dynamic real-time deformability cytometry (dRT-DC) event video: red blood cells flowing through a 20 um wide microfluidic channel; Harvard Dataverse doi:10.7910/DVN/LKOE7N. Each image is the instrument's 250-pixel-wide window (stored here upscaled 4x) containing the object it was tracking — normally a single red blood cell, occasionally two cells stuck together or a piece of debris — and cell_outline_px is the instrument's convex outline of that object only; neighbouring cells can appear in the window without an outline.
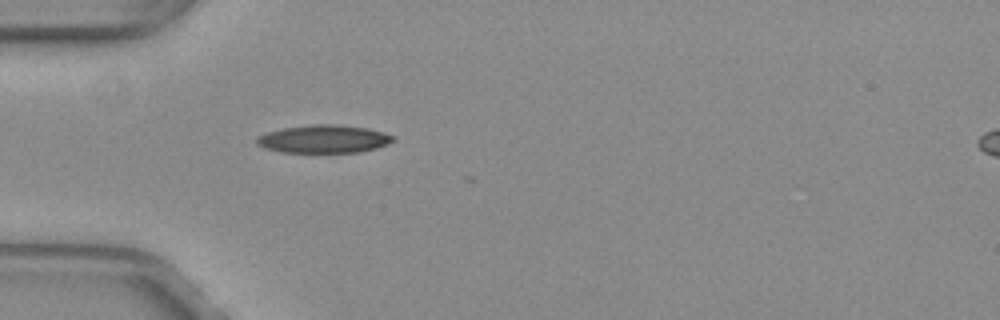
{"species": "common noctule bat (a hibernating species)", "species_latin": "Nyctalus noctula", "temperature_condition": "warm", "stored_images_in_passage": 28, "camera_frame_rate_fps": 3000, "um_per_image_px": 0.085, "animal": {"sex": "female", "body_mass_g": 29.2, "forearm_length_mm": 56.3}, "frame": {"image": 1, "passage_image": 1, "time_ms": 0.0, "image_size_px": [1000, 320], "cell_outline_px": [[396, 140], [388, 144], [376, 148], [360, 152], [280, 152], [264, 148], [256, 144], [256, 136], [268, 132], [284, 128], [312, 124], [336, 124], [368, 128], [384, 132], [396, 136]], "centroid_in_image_um": [27.55, 11.81], "position_along_channel_um": 57.5, "area_um2": 22.43}}
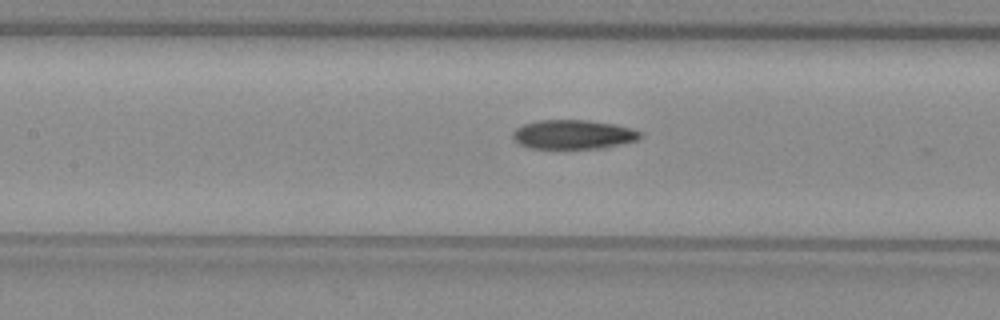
{"frame": {"image": 2, "passage_image": 9, "time_ms": 2.667, "image_size_px": [1000, 320], "cell_outline_px": [[640, 136], [636, 140], [624, 144], [608, 148], [532, 148], [520, 144], [512, 136], [512, 132], [516, 128], [524, 124], [540, 120], [588, 120], [616, 124], [632, 128], [640, 132]], "centroid_in_image_um": [48.76, 11.43], "position_along_channel_um": 158.6, "area_um2": 21.68}}
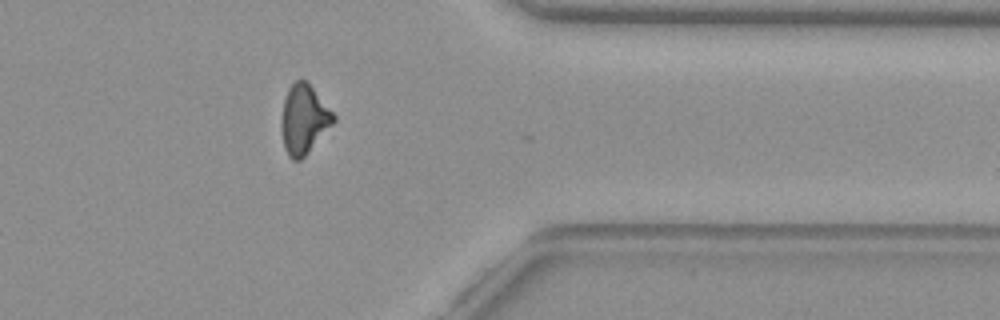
{"frame": {"image": 3, "passage_image": 27, "time_ms": 8.667, "image_size_px": [1000, 320], "cell_outline_px": [[336, 120], [304, 156], [300, 160], [292, 160], [288, 156], [284, 148], [280, 128], [280, 120], [284, 100], [288, 88], [296, 80], [308, 80], [336, 116]], "centroid_in_image_um": [25.81, 10.12], "position_along_channel_um": 385.6, "area_um2": 21.15}, "authors_computed_cell_mechanics": {"area_um2": 22.4264, "velocity_mm_per_s": 3.9985, "shape_relaxation_time_tau1_ms": 8.1076, "shape_relaxation_time_tau2_ms": 3.6241, "deformation_change_tau1": 0.203, "deformation_change_tau2": 0.0887}}